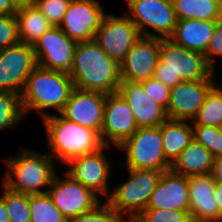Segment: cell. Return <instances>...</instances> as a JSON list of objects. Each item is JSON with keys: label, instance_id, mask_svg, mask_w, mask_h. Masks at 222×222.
<instances>
[{"label": "cell", "instance_id": "cell-1", "mask_svg": "<svg viewBox=\"0 0 222 222\" xmlns=\"http://www.w3.org/2000/svg\"><path fill=\"white\" fill-rule=\"evenodd\" d=\"M69 76L82 91L111 94L121 84L119 64L94 39L77 43Z\"/></svg>", "mask_w": 222, "mask_h": 222}, {"label": "cell", "instance_id": "cell-2", "mask_svg": "<svg viewBox=\"0 0 222 222\" xmlns=\"http://www.w3.org/2000/svg\"><path fill=\"white\" fill-rule=\"evenodd\" d=\"M74 89L69 73L37 65L27 78L20 95L24 116L33 109L39 111L42 119L51 114L44 111L48 108L60 113Z\"/></svg>", "mask_w": 222, "mask_h": 222}, {"label": "cell", "instance_id": "cell-3", "mask_svg": "<svg viewBox=\"0 0 222 222\" xmlns=\"http://www.w3.org/2000/svg\"><path fill=\"white\" fill-rule=\"evenodd\" d=\"M214 74L203 53L177 45L169 38H160L155 79L172 88L182 81L214 79Z\"/></svg>", "mask_w": 222, "mask_h": 222}, {"label": "cell", "instance_id": "cell-4", "mask_svg": "<svg viewBox=\"0 0 222 222\" xmlns=\"http://www.w3.org/2000/svg\"><path fill=\"white\" fill-rule=\"evenodd\" d=\"M42 121L51 152L48 154L54 160L67 164L74 157L94 153L104 146L96 131L69 121L60 114H50Z\"/></svg>", "mask_w": 222, "mask_h": 222}, {"label": "cell", "instance_id": "cell-5", "mask_svg": "<svg viewBox=\"0 0 222 222\" xmlns=\"http://www.w3.org/2000/svg\"><path fill=\"white\" fill-rule=\"evenodd\" d=\"M9 159H4L6 174L3 184L9 189L24 194H43L48 192L56 174L54 159L49 154L37 153L27 148ZM46 188L42 191V188Z\"/></svg>", "mask_w": 222, "mask_h": 222}, {"label": "cell", "instance_id": "cell-6", "mask_svg": "<svg viewBox=\"0 0 222 222\" xmlns=\"http://www.w3.org/2000/svg\"><path fill=\"white\" fill-rule=\"evenodd\" d=\"M127 171L128 180L116 186L105 201L125 219H130L139 216L147 208L163 172L134 168H127Z\"/></svg>", "mask_w": 222, "mask_h": 222}, {"label": "cell", "instance_id": "cell-7", "mask_svg": "<svg viewBox=\"0 0 222 222\" xmlns=\"http://www.w3.org/2000/svg\"><path fill=\"white\" fill-rule=\"evenodd\" d=\"M127 17L136 25L141 36L169 38L177 24L172 0H126ZM147 27L154 31L147 30Z\"/></svg>", "mask_w": 222, "mask_h": 222}, {"label": "cell", "instance_id": "cell-8", "mask_svg": "<svg viewBox=\"0 0 222 222\" xmlns=\"http://www.w3.org/2000/svg\"><path fill=\"white\" fill-rule=\"evenodd\" d=\"M118 149L126 153V168L162 172L171 169L164 156L160 126L138 128Z\"/></svg>", "mask_w": 222, "mask_h": 222}, {"label": "cell", "instance_id": "cell-9", "mask_svg": "<svg viewBox=\"0 0 222 222\" xmlns=\"http://www.w3.org/2000/svg\"><path fill=\"white\" fill-rule=\"evenodd\" d=\"M64 175L66 177L62 179L56 172L47 193L67 220L93 210L101 202L100 196L91 189L75 180L67 172Z\"/></svg>", "mask_w": 222, "mask_h": 222}, {"label": "cell", "instance_id": "cell-10", "mask_svg": "<svg viewBox=\"0 0 222 222\" xmlns=\"http://www.w3.org/2000/svg\"><path fill=\"white\" fill-rule=\"evenodd\" d=\"M140 37L138 28L126 13L123 17L105 14L94 40L111 59L120 64Z\"/></svg>", "mask_w": 222, "mask_h": 222}, {"label": "cell", "instance_id": "cell-11", "mask_svg": "<svg viewBox=\"0 0 222 222\" xmlns=\"http://www.w3.org/2000/svg\"><path fill=\"white\" fill-rule=\"evenodd\" d=\"M37 66L33 46L18 43L0 50V91L22 93Z\"/></svg>", "mask_w": 222, "mask_h": 222}, {"label": "cell", "instance_id": "cell-12", "mask_svg": "<svg viewBox=\"0 0 222 222\" xmlns=\"http://www.w3.org/2000/svg\"><path fill=\"white\" fill-rule=\"evenodd\" d=\"M76 45L58 26H52L33 45L37 65L69 73Z\"/></svg>", "mask_w": 222, "mask_h": 222}, {"label": "cell", "instance_id": "cell-13", "mask_svg": "<svg viewBox=\"0 0 222 222\" xmlns=\"http://www.w3.org/2000/svg\"><path fill=\"white\" fill-rule=\"evenodd\" d=\"M138 129L134 115L124 100L118 93L106 95L103 125L100 138L105 146L115 148L120 147Z\"/></svg>", "mask_w": 222, "mask_h": 222}, {"label": "cell", "instance_id": "cell-14", "mask_svg": "<svg viewBox=\"0 0 222 222\" xmlns=\"http://www.w3.org/2000/svg\"><path fill=\"white\" fill-rule=\"evenodd\" d=\"M106 11L96 0H71L58 26L77 43L93 40Z\"/></svg>", "mask_w": 222, "mask_h": 222}, {"label": "cell", "instance_id": "cell-15", "mask_svg": "<svg viewBox=\"0 0 222 222\" xmlns=\"http://www.w3.org/2000/svg\"><path fill=\"white\" fill-rule=\"evenodd\" d=\"M107 148L110 147L104 145L98 151L74 157L66 164L70 166L66 170L69 175L96 195L101 194L106 199L111 193L108 186L112 168L104 152Z\"/></svg>", "mask_w": 222, "mask_h": 222}, {"label": "cell", "instance_id": "cell-16", "mask_svg": "<svg viewBox=\"0 0 222 222\" xmlns=\"http://www.w3.org/2000/svg\"><path fill=\"white\" fill-rule=\"evenodd\" d=\"M160 38L141 36L119 64L121 82H141L154 77Z\"/></svg>", "mask_w": 222, "mask_h": 222}, {"label": "cell", "instance_id": "cell-17", "mask_svg": "<svg viewBox=\"0 0 222 222\" xmlns=\"http://www.w3.org/2000/svg\"><path fill=\"white\" fill-rule=\"evenodd\" d=\"M215 79L182 81L171 88L168 108L170 120L192 121L202 107Z\"/></svg>", "mask_w": 222, "mask_h": 222}, {"label": "cell", "instance_id": "cell-18", "mask_svg": "<svg viewBox=\"0 0 222 222\" xmlns=\"http://www.w3.org/2000/svg\"><path fill=\"white\" fill-rule=\"evenodd\" d=\"M106 95L74 89L59 113L65 119L96 131L102 130Z\"/></svg>", "mask_w": 222, "mask_h": 222}, {"label": "cell", "instance_id": "cell-19", "mask_svg": "<svg viewBox=\"0 0 222 222\" xmlns=\"http://www.w3.org/2000/svg\"><path fill=\"white\" fill-rule=\"evenodd\" d=\"M117 92L129 105L138 128L158 127L169 119L166 109L151 99L138 82H121Z\"/></svg>", "mask_w": 222, "mask_h": 222}, {"label": "cell", "instance_id": "cell-20", "mask_svg": "<svg viewBox=\"0 0 222 222\" xmlns=\"http://www.w3.org/2000/svg\"><path fill=\"white\" fill-rule=\"evenodd\" d=\"M147 208H162L189 212L188 177L171 169L162 173L155 190L151 194Z\"/></svg>", "mask_w": 222, "mask_h": 222}, {"label": "cell", "instance_id": "cell-21", "mask_svg": "<svg viewBox=\"0 0 222 222\" xmlns=\"http://www.w3.org/2000/svg\"><path fill=\"white\" fill-rule=\"evenodd\" d=\"M190 215L193 222H219L216 181L211 174L188 177Z\"/></svg>", "mask_w": 222, "mask_h": 222}, {"label": "cell", "instance_id": "cell-22", "mask_svg": "<svg viewBox=\"0 0 222 222\" xmlns=\"http://www.w3.org/2000/svg\"><path fill=\"white\" fill-rule=\"evenodd\" d=\"M219 22L177 19L175 30L169 39L177 45L205 54L216 25Z\"/></svg>", "mask_w": 222, "mask_h": 222}, {"label": "cell", "instance_id": "cell-23", "mask_svg": "<svg viewBox=\"0 0 222 222\" xmlns=\"http://www.w3.org/2000/svg\"><path fill=\"white\" fill-rule=\"evenodd\" d=\"M214 157L195 139L181 152L171 170L186 177L211 174Z\"/></svg>", "mask_w": 222, "mask_h": 222}, {"label": "cell", "instance_id": "cell-24", "mask_svg": "<svg viewBox=\"0 0 222 222\" xmlns=\"http://www.w3.org/2000/svg\"><path fill=\"white\" fill-rule=\"evenodd\" d=\"M190 124L191 121L168 119L160 125L164 156L170 165L194 139Z\"/></svg>", "mask_w": 222, "mask_h": 222}, {"label": "cell", "instance_id": "cell-25", "mask_svg": "<svg viewBox=\"0 0 222 222\" xmlns=\"http://www.w3.org/2000/svg\"><path fill=\"white\" fill-rule=\"evenodd\" d=\"M15 15L18 21L20 42L23 44L33 46L52 27L34 3L18 7Z\"/></svg>", "mask_w": 222, "mask_h": 222}, {"label": "cell", "instance_id": "cell-26", "mask_svg": "<svg viewBox=\"0 0 222 222\" xmlns=\"http://www.w3.org/2000/svg\"><path fill=\"white\" fill-rule=\"evenodd\" d=\"M177 19L222 21L220 0H172Z\"/></svg>", "mask_w": 222, "mask_h": 222}, {"label": "cell", "instance_id": "cell-27", "mask_svg": "<svg viewBox=\"0 0 222 222\" xmlns=\"http://www.w3.org/2000/svg\"><path fill=\"white\" fill-rule=\"evenodd\" d=\"M222 85L215 84L205 97L202 107L191 123L218 127L222 123Z\"/></svg>", "mask_w": 222, "mask_h": 222}, {"label": "cell", "instance_id": "cell-28", "mask_svg": "<svg viewBox=\"0 0 222 222\" xmlns=\"http://www.w3.org/2000/svg\"><path fill=\"white\" fill-rule=\"evenodd\" d=\"M30 222H68L48 193L30 194Z\"/></svg>", "mask_w": 222, "mask_h": 222}, {"label": "cell", "instance_id": "cell-29", "mask_svg": "<svg viewBox=\"0 0 222 222\" xmlns=\"http://www.w3.org/2000/svg\"><path fill=\"white\" fill-rule=\"evenodd\" d=\"M4 190L0 196L4 202L10 222H30L31 211L29 194L16 192L2 184Z\"/></svg>", "mask_w": 222, "mask_h": 222}, {"label": "cell", "instance_id": "cell-30", "mask_svg": "<svg viewBox=\"0 0 222 222\" xmlns=\"http://www.w3.org/2000/svg\"><path fill=\"white\" fill-rule=\"evenodd\" d=\"M23 118L20 94L0 91V131L16 126Z\"/></svg>", "mask_w": 222, "mask_h": 222}, {"label": "cell", "instance_id": "cell-31", "mask_svg": "<svg viewBox=\"0 0 222 222\" xmlns=\"http://www.w3.org/2000/svg\"><path fill=\"white\" fill-rule=\"evenodd\" d=\"M193 138L208 149L214 158L222 157V134L218 127L191 123Z\"/></svg>", "mask_w": 222, "mask_h": 222}, {"label": "cell", "instance_id": "cell-32", "mask_svg": "<svg viewBox=\"0 0 222 222\" xmlns=\"http://www.w3.org/2000/svg\"><path fill=\"white\" fill-rule=\"evenodd\" d=\"M68 222H126V219L104 200L93 210L72 217Z\"/></svg>", "mask_w": 222, "mask_h": 222}, {"label": "cell", "instance_id": "cell-33", "mask_svg": "<svg viewBox=\"0 0 222 222\" xmlns=\"http://www.w3.org/2000/svg\"><path fill=\"white\" fill-rule=\"evenodd\" d=\"M137 217L142 222H193L190 212L162 208H146Z\"/></svg>", "mask_w": 222, "mask_h": 222}, {"label": "cell", "instance_id": "cell-34", "mask_svg": "<svg viewBox=\"0 0 222 222\" xmlns=\"http://www.w3.org/2000/svg\"><path fill=\"white\" fill-rule=\"evenodd\" d=\"M71 0H34L52 26H59Z\"/></svg>", "mask_w": 222, "mask_h": 222}, {"label": "cell", "instance_id": "cell-35", "mask_svg": "<svg viewBox=\"0 0 222 222\" xmlns=\"http://www.w3.org/2000/svg\"><path fill=\"white\" fill-rule=\"evenodd\" d=\"M20 43L16 15H0V50Z\"/></svg>", "mask_w": 222, "mask_h": 222}, {"label": "cell", "instance_id": "cell-36", "mask_svg": "<svg viewBox=\"0 0 222 222\" xmlns=\"http://www.w3.org/2000/svg\"><path fill=\"white\" fill-rule=\"evenodd\" d=\"M138 83L142 86L143 91L151 99L156 101L159 105L167 110L171 88H169L159 80L155 79L154 77Z\"/></svg>", "mask_w": 222, "mask_h": 222}, {"label": "cell", "instance_id": "cell-37", "mask_svg": "<svg viewBox=\"0 0 222 222\" xmlns=\"http://www.w3.org/2000/svg\"><path fill=\"white\" fill-rule=\"evenodd\" d=\"M207 63L215 70L214 57H222V21H220L214 30L212 38L210 39L206 53L204 54Z\"/></svg>", "mask_w": 222, "mask_h": 222}, {"label": "cell", "instance_id": "cell-38", "mask_svg": "<svg viewBox=\"0 0 222 222\" xmlns=\"http://www.w3.org/2000/svg\"><path fill=\"white\" fill-rule=\"evenodd\" d=\"M18 7L11 0H0V15H15Z\"/></svg>", "mask_w": 222, "mask_h": 222}, {"label": "cell", "instance_id": "cell-39", "mask_svg": "<svg viewBox=\"0 0 222 222\" xmlns=\"http://www.w3.org/2000/svg\"><path fill=\"white\" fill-rule=\"evenodd\" d=\"M211 175L216 182H222V157L214 158Z\"/></svg>", "mask_w": 222, "mask_h": 222}, {"label": "cell", "instance_id": "cell-40", "mask_svg": "<svg viewBox=\"0 0 222 222\" xmlns=\"http://www.w3.org/2000/svg\"><path fill=\"white\" fill-rule=\"evenodd\" d=\"M214 195L219 206V222H222V182H216Z\"/></svg>", "mask_w": 222, "mask_h": 222}, {"label": "cell", "instance_id": "cell-41", "mask_svg": "<svg viewBox=\"0 0 222 222\" xmlns=\"http://www.w3.org/2000/svg\"><path fill=\"white\" fill-rule=\"evenodd\" d=\"M0 222H10L4 200L0 197Z\"/></svg>", "mask_w": 222, "mask_h": 222}, {"label": "cell", "instance_id": "cell-42", "mask_svg": "<svg viewBox=\"0 0 222 222\" xmlns=\"http://www.w3.org/2000/svg\"><path fill=\"white\" fill-rule=\"evenodd\" d=\"M17 7L33 4L34 0H11Z\"/></svg>", "mask_w": 222, "mask_h": 222}, {"label": "cell", "instance_id": "cell-43", "mask_svg": "<svg viewBox=\"0 0 222 222\" xmlns=\"http://www.w3.org/2000/svg\"><path fill=\"white\" fill-rule=\"evenodd\" d=\"M126 222H142L138 217L126 219Z\"/></svg>", "mask_w": 222, "mask_h": 222}, {"label": "cell", "instance_id": "cell-44", "mask_svg": "<svg viewBox=\"0 0 222 222\" xmlns=\"http://www.w3.org/2000/svg\"><path fill=\"white\" fill-rule=\"evenodd\" d=\"M219 132L222 134V123L218 126Z\"/></svg>", "mask_w": 222, "mask_h": 222}]
</instances>
